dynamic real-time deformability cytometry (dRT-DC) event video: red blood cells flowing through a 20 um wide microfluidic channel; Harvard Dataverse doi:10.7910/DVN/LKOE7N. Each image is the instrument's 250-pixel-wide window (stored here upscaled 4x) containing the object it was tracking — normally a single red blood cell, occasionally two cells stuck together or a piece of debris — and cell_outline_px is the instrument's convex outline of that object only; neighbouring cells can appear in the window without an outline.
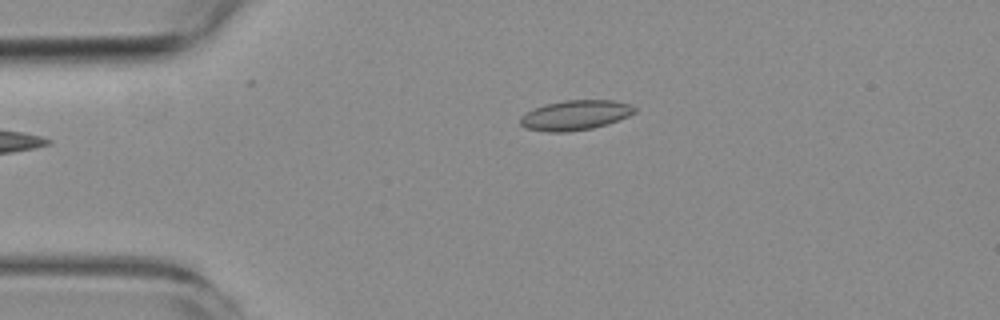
{"species": "common noctule bat (a hibernating species)", "species_latin": "Nyctalus noctula", "temperature_condition": "room temperature", "stored_images_in_passage": 2, "camera_frame_rate_fps": 3000, "um_per_image_px": 0.085, "animal": {"sex": "female", "body_mass_g": 19.3, "forearm_length_mm": 54.1}, "frame": {"image": 1, "passage_image": 1, "time_ms": 0.0, "image_size_px": [1000, 320], "cell_outline_px": [[636, 112], [628, 116], [608, 124], [592, 128], [564, 132], [548, 132], [524, 128], [520, 124], [520, 116], [536, 108], [548, 104], [564, 100], [612, 100], [632, 104], [636, 108]], "centroid_in_image_um": [48.93, 9.79], "position_along_channel_um": 36.1, "area_um2": 19.83}}